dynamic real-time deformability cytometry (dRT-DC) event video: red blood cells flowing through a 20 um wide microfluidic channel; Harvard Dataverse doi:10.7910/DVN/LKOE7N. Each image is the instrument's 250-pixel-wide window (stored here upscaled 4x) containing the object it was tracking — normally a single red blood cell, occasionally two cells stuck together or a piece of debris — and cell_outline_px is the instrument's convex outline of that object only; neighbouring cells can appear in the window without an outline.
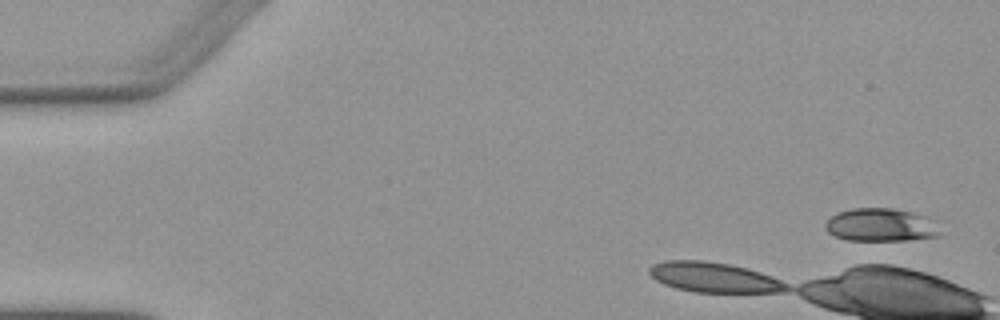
{"species": "Egyptian fruit bat (a non-hibernating species)", "species_latin": "Rousettus aegyptiacus", "temperature_condition": "warm", "stored_images_in_passage": 4, "camera_frame_rate_fps": 3000, "um_per_image_px": 0.085, "animal": {"sex": "female"}, "frame": {"image": 1, "passage_image": 1, "time_ms": 0.0, "image_size_px": [1000, 320], "cell_outline_px": [[936, 236], [908, 240], [848, 240], [836, 236], [828, 232], [824, 228], [824, 224], [832, 216], [840, 212], [852, 208], [892, 208], [912, 212], [924, 216], [936, 232]], "centroid_in_image_um": [74.72, 19.12], "position_along_channel_um": 10.3, "area_um2": 21.27}}